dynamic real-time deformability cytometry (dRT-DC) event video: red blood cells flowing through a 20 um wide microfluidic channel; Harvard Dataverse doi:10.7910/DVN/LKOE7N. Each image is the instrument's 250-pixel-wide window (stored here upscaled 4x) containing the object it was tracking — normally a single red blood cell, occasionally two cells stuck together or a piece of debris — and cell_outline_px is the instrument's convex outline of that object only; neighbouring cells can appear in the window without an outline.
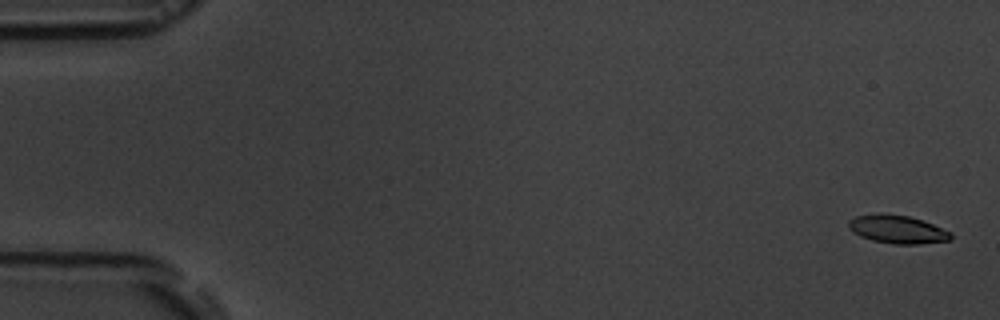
{"species": "common noctule bat (a hibernating species)", "species_latin": "Nyctalus noctula", "temperature_condition": "room temperature", "stored_images_in_passage": 16, "camera_frame_rate_fps": 3000, "um_per_image_px": 0.085, "animal": {"sex": "male", "body_mass_g": 19.5, "forearm_length_mm": 54.6}, "frame": {"image": 1, "passage_image": 1, "time_ms": 0.0, "image_size_px": [1000, 320], "cell_outline_px": [[952, 240], [916, 244], [892, 244], [872, 240], [860, 236], [852, 232], [848, 228], [848, 220], [856, 216], [908, 216], [924, 220], [952, 232]], "centroid_in_image_um": [76.33, 19.54], "position_along_channel_um": 8.7, "area_um2": 16.36}}
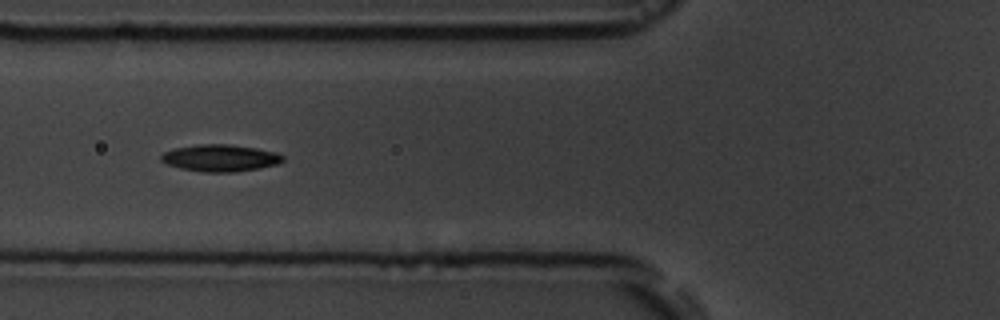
{"frame": {"image": 2, "passage_image": 6, "time_ms": 6.667, "image_size_px": [1000, 320], "cell_outline_px": [[284, 160], [276, 164], [260, 168], [236, 172], [204, 172], [180, 168], [168, 164], [160, 160], [160, 156], [164, 152], [172, 148], [196, 144], [228, 144], [256, 148], [276, 152], [284, 156]], "centroid_in_image_um": [18.7, 13.42], "position_along_channel_um": 107.1, "area_um2": 19.19}}
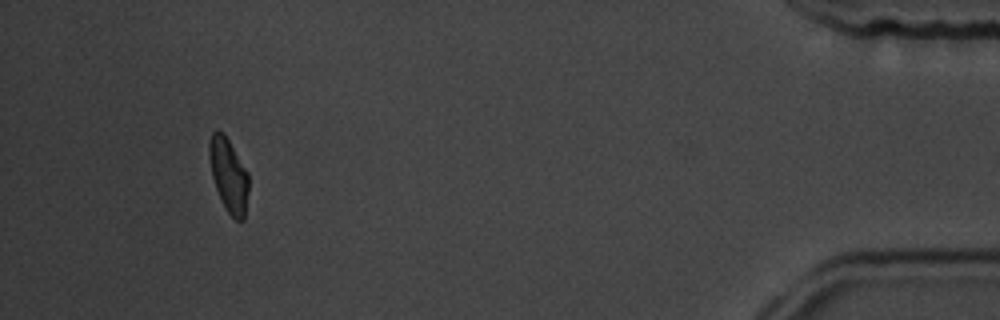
{"frame": {"image": 3, "passage_image": 15, "time_ms": 17.0, "image_size_px": [1000, 320], "cell_outline_px": [[248, 192], [244, 220], [236, 220], [228, 212], [216, 188], [212, 176], [208, 156], [208, 144], [212, 132], [216, 128], [224, 132], [248, 172]], "centroid_in_image_um": [19.42, 14.82], "position_along_channel_um": 415.8, "area_um2": 16.94}, "authors_computed_cell_mechanics": {"area_um2": 18.0047, "velocity_mm_per_s": 3.65, "shape_relaxation_time_tau1_ms": 3.9719, "shape_relaxation_time_tau2_ms": 2.9271, "deformation_change_tau1": 0.1154, "deformation_change_tau2": 0.0659}}